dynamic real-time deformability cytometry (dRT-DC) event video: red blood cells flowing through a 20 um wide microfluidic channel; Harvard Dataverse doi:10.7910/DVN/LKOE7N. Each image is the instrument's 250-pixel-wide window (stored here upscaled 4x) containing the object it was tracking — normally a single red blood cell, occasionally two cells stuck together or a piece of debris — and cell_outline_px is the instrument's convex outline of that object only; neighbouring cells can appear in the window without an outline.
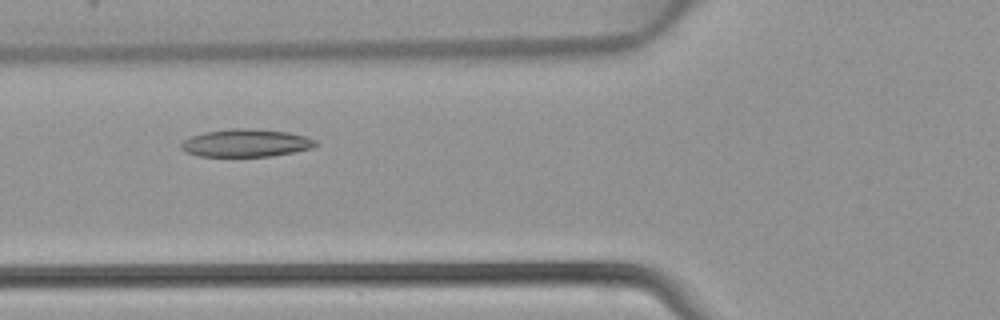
{"species": "common noctule bat (a hibernating species)", "species_latin": "Nyctalus noctula", "temperature_condition": "warm", "stored_images_in_passage": 5, "camera_frame_rate_fps": 3000, "um_per_image_px": 0.085, "animal": {"sex": "female", "body_mass_g": 22.7, "forearm_length_mm": 54.2}, "frame": {"image": 1, "passage_image": 5, "time_ms": 1.333, "image_size_px": [1000, 320], "cell_outline_px": [[316, 144], [312, 148], [272, 156], [200, 156], [184, 152], [180, 148], [180, 144], [184, 140], [192, 136], [204, 132], [232, 128], [248, 128], [288, 132], [304, 136], [316, 140]], "centroid_in_image_um": [20.87, 12.15], "position_along_channel_um": 104.9, "area_um2": 21.62}}